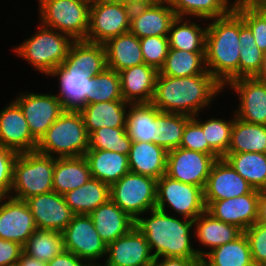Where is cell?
I'll return each mask as SVG.
<instances>
[{
  "label": "cell",
  "mask_w": 266,
  "mask_h": 266,
  "mask_svg": "<svg viewBox=\"0 0 266 266\" xmlns=\"http://www.w3.org/2000/svg\"><path fill=\"white\" fill-rule=\"evenodd\" d=\"M222 90L223 86L211 74L187 77L158 74L151 103L160 112L194 117Z\"/></svg>",
  "instance_id": "1"
},
{
  "label": "cell",
  "mask_w": 266,
  "mask_h": 266,
  "mask_svg": "<svg viewBox=\"0 0 266 266\" xmlns=\"http://www.w3.org/2000/svg\"><path fill=\"white\" fill-rule=\"evenodd\" d=\"M244 24L243 18L232 9L206 26V68L223 87L239 78V34Z\"/></svg>",
  "instance_id": "2"
},
{
  "label": "cell",
  "mask_w": 266,
  "mask_h": 266,
  "mask_svg": "<svg viewBox=\"0 0 266 266\" xmlns=\"http://www.w3.org/2000/svg\"><path fill=\"white\" fill-rule=\"evenodd\" d=\"M151 218L139 216L135 227L145 236L155 259L160 257H177L200 259L196 249L191 246L190 230L194 220L178 219L166 211L152 209Z\"/></svg>",
  "instance_id": "3"
},
{
  "label": "cell",
  "mask_w": 266,
  "mask_h": 266,
  "mask_svg": "<svg viewBox=\"0 0 266 266\" xmlns=\"http://www.w3.org/2000/svg\"><path fill=\"white\" fill-rule=\"evenodd\" d=\"M88 138L81 112L65 110L37 142L35 151L48 156L57 154V158L84 156Z\"/></svg>",
  "instance_id": "4"
},
{
  "label": "cell",
  "mask_w": 266,
  "mask_h": 266,
  "mask_svg": "<svg viewBox=\"0 0 266 266\" xmlns=\"http://www.w3.org/2000/svg\"><path fill=\"white\" fill-rule=\"evenodd\" d=\"M55 156H48L37 151L19 153L13 167L11 191L8 195L14 199H26L53 191V172Z\"/></svg>",
  "instance_id": "5"
},
{
  "label": "cell",
  "mask_w": 266,
  "mask_h": 266,
  "mask_svg": "<svg viewBox=\"0 0 266 266\" xmlns=\"http://www.w3.org/2000/svg\"><path fill=\"white\" fill-rule=\"evenodd\" d=\"M74 40L67 34L41 24L38 32L14 49L39 72L49 75L67 58Z\"/></svg>",
  "instance_id": "6"
},
{
  "label": "cell",
  "mask_w": 266,
  "mask_h": 266,
  "mask_svg": "<svg viewBox=\"0 0 266 266\" xmlns=\"http://www.w3.org/2000/svg\"><path fill=\"white\" fill-rule=\"evenodd\" d=\"M41 24L67 34L74 41L85 40L89 30L90 5L75 0H38Z\"/></svg>",
  "instance_id": "7"
},
{
  "label": "cell",
  "mask_w": 266,
  "mask_h": 266,
  "mask_svg": "<svg viewBox=\"0 0 266 266\" xmlns=\"http://www.w3.org/2000/svg\"><path fill=\"white\" fill-rule=\"evenodd\" d=\"M156 189L155 178L128 172L110 186V199L136 220L156 208Z\"/></svg>",
  "instance_id": "8"
},
{
  "label": "cell",
  "mask_w": 266,
  "mask_h": 266,
  "mask_svg": "<svg viewBox=\"0 0 266 266\" xmlns=\"http://www.w3.org/2000/svg\"><path fill=\"white\" fill-rule=\"evenodd\" d=\"M166 202L177 214L191 220L206 211L204 189L174 180L164 174L157 180L156 209L165 212Z\"/></svg>",
  "instance_id": "9"
},
{
  "label": "cell",
  "mask_w": 266,
  "mask_h": 266,
  "mask_svg": "<svg viewBox=\"0 0 266 266\" xmlns=\"http://www.w3.org/2000/svg\"><path fill=\"white\" fill-rule=\"evenodd\" d=\"M132 8L122 3L95 0L90 5L89 30L86 41L104 44L110 38L130 31Z\"/></svg>",
  "instance_id": "10"
},
{
  "label": "cell",
  "mask_w": 266,
  "mask_h": 266,
  "mask_svg": "<svg viewBox=\"0 0 266 266\" xmlns=\"http://www.w3.org/2000/svg\"><path fill=\"white\" fill-rule=\"evenodd\" d=\"M64 250L95 266V261L105 255L107 244L101 239L89 215H74L61 232Z\"/></svg>",
  "instance_id": "11"
},
{
  "label": "cell",
  "mask_w": 266,
  "mask_h": 266,
  "mask_svg": "<svg viewBox=\"0 0 266 266\" xmlns=\"http://www.w3.org/2000/svg\"><path fill=\"white\" fill-rule=\"evenodd\" d=\"M220 156H211L185 148L168 151L166 175L183 183L205 188L214 162Z\"/></svg>",
  "instance_id": "12"
},
{
  "label": "cell",
  "mask_w": 266,
  "mask_h": 266,
  "mask_svg": "<svg viewBox=\"0 0 266 266\" xmlns=\"http://www.w3.org/2000/svg\"><path fill=\"white\" fill-rule=\"evenodd\" d=\"M14 101L21 108L31 135L37 142L65 111L56 94L23 93Z\"/></svg>",
  "instance_id": "13"
},
{
  "label": "cell",
  "mask_w": 266,
  "mask_h": 266,
  "mask_svg": "<svg viewBox=\"0 0 266 266\" xmlns=\"http://www.w3.org/2000/svg\"><path fill=\"white\" fill-rule=\"evenodd\" d=\"M36 230L34 216L25 201L0 195V239L24 246Z\"/></svg>",
  "instance_id": "14"
},
{
  "label": "cell",
  "mask_w": 266,
  "mask_h": 266,
  "mask_svg": "<svg viewBox=\"0 0 266 266\" xmlns=\"http://www.w3.org/2000/svg\"><path fill=\"white\" fill-rule=\"evenodd\" d=\"M206 211L214 218L238 226L245 231L257 222L259 190L251 193L217 201H205Z\"/></svg>",
  "instance_id": "15"
},
{
  "label": "cell",
  "mask_w": 266,
  "mask_h": 266,
  "mask_svg": "<svg viewBox=\"0 0 266 266\" xmlns=\"http://www.w3.org/2000/svg\"><path fill=\"white\" fill-rule=\"evenodd\" d=\"M107 266H153L154 257L145 236L134 226L107 245Z\"/></svg>",
  "instance_id": "16"
},
{
  "label": "cell",
  "mask_w": 266,
  "mask_h": 266,
  "mask_svg": "<svg viewBox=\"0 0 266 266\" xmlns=\"http://www.w3.org/2000/svg\"><path fill=\"white\" fill-rule=\"evenodd\" d=\"M25 202L34 216L37 229L61 233L75 215L63 195L54 191L32 196Z\"/></svg>",
  "instance_id": "17"
},
{
  "label": "cell",
  "mask_w": 266,
  "mask_h": 266,
  "mask_svg": "<svg viewBox=\"0 0 266 266\" xmlns=\"http://www.w3.org/2000/svg\"><path fill=\"white\" fill-rule=\"evenodd\" d=\"M227 86L240 97L235 116L247 123L266 125V82L243 77L231 80Z\"/></svg>",
  "instance_id": "18"
},
{
  "label": "cell",
  "mask_w": 266,
  "mask_h": 266,
  "mask_svg": "<svg viewBox=\"0 0 266 266\" xmlns=\"http://www.w3.org/2000/svg\"><path fill=\"white\" fill-rule=\"evenodd\" d=\"M253 190L254 188L222 157L217 159L211 168L204 188V201L235 198Z\"/></svg>",
  "instance_id": "19"
},
{
  "label": "cell",
  "mask_w": 266,
  "mask_h": 266,
  "mask_svg": "<svg viewBox=\"0 0 266 266\" xmlns=\"http://www.w3.org/2000/svg\"><path fill=\"white\" fill-rule=\"evenodd\" d=\"M176 17L167 0L136 7L131 11L130 32L139 39L148 36H168L171 23Z\"/></svg>",
  "instance_id": "20"
},
{
  "label": "cell",
  "mask_w": 266,
  "mask_h": 266,
  "mask_svg": "<svg viewBox=\"0 0 266 266\" xmlns=\"http://www.w3.org/2000/svg\"><path fill=\"white\" fill-rule=\"evenodd\" d=\"M0 144L17 153L32 152L37 147L21 108L13 100L0 110Z\"/></svg>",
  "instance_id": "21"
},
{
  "label": "cell",
  "mask_w": 266,
  "mask_h": 266,
  "mask_svg": "<svg viewBox=\"0 0 266 266\" xmlns=\"http://www.w3.org/2000/svg\"><path fill=\"white\" fill-rule=\"evenodd\" d=\"M49 76L59 77L60 93L57 97L65 110H80L86 105V93L91 75L80 68H75L65 59Z\"/></svg>",
  "instance_id": "22"
},
{
  "label": "cell",
  "mask_w": 266,
  "mask_h": 266,
  "mask_svg": "<svg viewBox=\"0 0 266 266\" xmlns=\"http://www.w3.org/2000/svg\"><path fill=\"white\" fill-rule=\"evenodd\" d=\"M118 73L124 101L130 104L152 102L159 73L157 69L144 63Z\"/></svg>",
  "instance_id": "23"
},
{
  "label": "cell",
  "mask_w": 266,
  "mask_h": 266,
  "mask_svg": "<svg viewBox=\"0 0 266 266\" xmlns=\"http://www.w3.org/2000/svg\"><path fill=\"white\" fill-rule=\"evenodd\" d=\"M97 233L108 245L135 226V220L111 199L89 214Z\"/></svg>",
  "instance_id": "24"
},
{
  "label": "cell",
  "mask_w": 266,
  "mask_h": 266,
  "mask_svg": "<svg viewBox=\"0 0 266 266\" xmlns=\"http://www.w3.org/2000/svg\"><path fill=\"white\" fill-rule=\"evenodd\" d=\"M168 151L152 142H132L128 154L130 172L158 180L167 169Z\"/></svg>",
  "instance_id": "25"
},
{
  "label": "cell",
  "mask_w": 266,
  "mask_h": 266,
  "mask_svg": "<svg viewBox=\"0 0 266 266\" xmlns=\"http://www.w3.org/2000/svg\"><path fill=\"white\" fill-rule=\"evenodd\" d=\"M129 104L124 100H116L83 106L79 111L88 134L100 128H126V108Z\"/></svg>",
  "instance_id": "26"
},
{
  "label": "cell",
  "mask_w": 266,
  "mask_h": 266,
  "mask_svg": "<svg viewBox=\"0 0 266 266\" xmlns=\"http://www.w3.org/2000/svg\"><path fill=\"white\" fill-rule=\"evenodd\" d=\"M107 68L120 72L135 65L144 64L139 38L130 31L110 38L104 43Z\"/></svg>",
  "instance_id": "27"
},
{
  "label": "cell",
  "mask_w": 266,
  "mask_h": 266,
  "mask_svg": "<svg viewBox=\"0 0 266 266\" xmlns=\"http://www.w3.org/2000/svg\"><path fill=\"white\" fill-rule=\"evenodd\" d=\"M92 178L90 167L84 156L55 157L53 191L64 195L77 189Z\"/></svg>",
  "instance_id": "28"
},
{
  "label": "cell",
  "mask_w": 266,
  "mask_h": 266,
  "mask_svg": "<svg viewBox=\"0 0 266 266\" xmlns=\"http://www.w3.org/2000/svg\"><path fill=\"white\" fill-rule=\"evenodd\" d=\"M84 157L90 167L92 178L109 186L130 172L128 156L106 150H88Z\"/></svg>",
  "instance_id": "29"
},
{
  "label": "cell",
  "mask_w": 266,
  "mask_h": 266,
  "mask_svg": "<svg viewBox=\"0 0 266 266\" xmlns=\"http://www.w3.org/2000/svg\"><path fill=\"white\" fill-rule=\"evenodd\" d=\"M196 251L201 259L200 266H250L253 263L249 242L244 233L212 251Z\"/></svg>",
  "instance_id": "30"
},
{
  "label": "cell",
  "mask_w": 266,
  "mask_h": 266,
  "mask_svg": "<svg viewBox=\"0 0 266 266\" xmlns=\"http://www.w3.org/2000/svg\"><path fill=\"white\" fill-rule=\"evenodd\" d=\"M195 236L203 246L214 248L222 246L240 237L244 231L236 225L225 223L204 211L194 220Z\"/></svg>",
  "instance_id": "31"
},
{
  "label": "cell",
  "mask_w": 266,
  "mask_h": 266,
  "mask_svg": "<svg viewBox=\"0 0 266 266\" xmlns=\"http://www.w3.org/2000/svg\"><path fill=\"white\" fill-rule=\"evenodd\" d=\"M63 197L75 215H89L110 199V186L98 179L91 178L81 187L65 193Z\"/></svg>",
  "instance_id": "32"
},
{
  "label": "cell",
  "mask_w": 266,
  "mask_h": 266,
  "mask_svg": "<svg viewBox=\"0 0 266 266\" xmlns=\"http://www.w3.org/2000/svg\"><path fill=\"white\" fill-rule=\"evenodd\" d=\"M126 131L133 142L155 143L160 111L152 103L129 104Z\"/></svg>",
  "instance_id": "33"
},
{
  "label": "cell",
  "mask_w": 266,
  "mask_h": 266,
  "mask_svg": "<svg viewBox=\"0 0 266 266\" xmlns=\"http://www.w3.org/2000/svg\"><path fill=\"white\" fill-rule=\"evenodd\" d=\"M231 130V142L227 153L266 154V125L251 124L235 115Z\"/></svg>",
  "instance_id": "34"
},
{
  "label": "cell",
  "mask_w": 266,
  "mask_h": 266,
  "mask_svg": "<svg viewBox=\"0 0 266 266\" xmlns=\"http://www.w3.org/2000/svg\"><path fill=\"white\" fill-rule=\"evenodd\" d=\"M66 60L75 68H80L91 76H96L107 68L104 44L85 40L74 41L71 44Z\"/></svg>",
  "instance_id": "35"
},
{
  "label": "cell",
  "mask_w": 266,
  "mask_h": 266,
  "mask_svg": "<svg viewBox=\"0 0 266 266\" xmlns=\"http://www.w3.org/2000/svg\"><path fill=\"white\" fill-rule=\"evenodd\" d=\"M223 158L254 189L266 190V154L227 153Z\"/></svg>",
  "instance_id": "36"
},
{
  "label": "cell",
  "mask_w": 266,
  "mask_h": 266,
  "mask_svg": "<svg viewBox=\"0 0 266 266\" xmlns=\"http://www.w3.org/2000/svg\"><path fill=\"white\" fill-rule=\"evenodd\" d=\"M170 77H187L210 74L205 63V52H188L169 49L159 73Z\"/></svg>",
  "instance_id": "37"
},
{
  "label": "cell",
  "mask_w": 266,
  "mask_h": 266,
  "mask_svg": "<svg viewBox=\"0 0 266 266\" xmlns=\"http://www.w3.org/2000/svg\"><path fill=\"white\" fill-rule=\"evenodd\" d=\"M183 19V17H176L171 23L168 33L170 49L188 52H205L207 27L201 28L194 22H182Z\"/></svg>",
  "instance_id": "38"
},
{
  "label": "cell",
  "mask_w": 266,
  "mask_h": 266,
  "mask_svg": "<svg viewBox=\"0 0 266 266\" xmlns=\"http://www.w3.org/2000/svg\"><path fill=\"white\" fill-rule=\"evenodd\" d=\"M177 17L194 16L212 20L227 15L234 7L229 0H167Z\"/></svg>",
  "instance_id": "39"
},
{
  "label": "cell",
  "mask_w": 266,
  "mask_h": 266,
  "mask_svg": "<svg viewBox=\"0 0 266 266\" xmlns=\"http://www.w3.org/2000/svg\"><path fill=\"white\" fill-rule=\"evenodd\" d=\"M64 250L62 233L37 229L23 246V252L48 263Z\"/></svg>",
  "instance_id": "40"
},
{
  "label": "cell",
  "mask_w": 266,
  "mask_h": 266,
  "mask_svg": "<svg viewBox=\"0 0 266 266\" xmlns=\"http://www.w3.org/2000/svg\"><path fill=\"white\" fill-rule=\"evenodd\" d=\"M116 100H123L118 72L106 68L102 73L90 77L86 105Z\"/></svg>",
  "instance_id": "41"
},
{
  "label": "cell",
  "mask_w": 266,
  "mask_h": 266,
  "mask_svg": "<svg viewBox=\"0 0 266 266\" xmlns=\"http://www.w3.org/2000/svg\"><path fill=\"white\" fill-rule=\"evenodd\" d=\"M191 118L179 113L160 112L157 115L158 132L155 144L167 151L179 148L185 125Z\"/></svg>",
  "instance_id": "42"
},
{
  "label": "cell",
  "mask_w": 266,
  "mask_h": 266,
  "mask_svg": "<svg viewBox=\"0 0 266 266\" xmlns=\"http://www.w3.org/2000/svg\"><path fill=\"white\" fill-rule=\"evenodd\" d=\"M132 139L126 128H100L89 133L88 150H106L129 154Z\"/></svg>",
  "instance_id": "43"
},
{
  "label": "cell",
  "mask_w": 266,
  "mask_h": 266,
  "mask_svg": "<svg viewBox=\"0 0 266 266\" xmlns=\"http://www.w3.org/2000/svg\"><path fill=\"white\" fill-rule=\"evenodd\" d=\"M239 44V78L254 77L260 69L263 51L256 45L253 33L246 24L240 28Z\"/></svg>",
  "instance_id": "44"
},
{
  "label": "cell",
  "mask_w": 266,
  "mask_h": 266,
  "mask_svg": "<svg viewBox=\"0 0 266 266\" xmlns=\"http://www.w3.org/2000/svg\"><path fill=\"white\" fill-rule=\"evenodd\" d=\"M201 127L205 134L208 145L222 158L229 149L231 142V130L234 119L225 121L223 119L210 118L207 121H199L196 116L192 117Z\"/></svg>",
  "instance_id": "45"
},
{
  "label": "cell",
  "mask_w": 266,
  "mask_h": 266,
  "mask_svg": "<svg viewBox=\"0 0 266 266\" xmlns=\"http://www.w3.org/2000/svg\"><path fill=\"white\" fill-rule=\"evenodd\" d=\"M233 9L243 18L253 33L258 48L266 50V12L258 10L250 2L234 4Z\"/></svg>",
  "instance_id": "46"
},
{
  "label": "cell",
  "mask_w": 266,
  "mask_h": 266,
  "mask_svg": "<svg viewBox=\"0 0 266 266\" xmlns=\"http://www.w3.org/2000/svg\"><path fill=\"white\" fill-rule=\"evenodd\" d=\"M139 41L144 63L159 71L170 49L168 36H148L140 38Z\"/></svg>",
  "instance_id": "47"
},
{
  "label": "cell",
  "mask_w": 266,
  "mask_h": 266,
  "mask_svg": "<svg viewBox=\"0 0 266 266\" xmlns=\"http://www.w3.org/2000/svg\"><path fill=\"white\" fill-rule=\"evenodd\" d=\"M180 147L210 154L211 156H219L208 145L202 127L193 118H191L185 125Z\"/></svg>",
  "instance_id": "48"
},
{
  "label": "cell",
  "mask_w": 266,
  "mask_h": 266,
  "mask_svg": "<svg viewBox=\"0 0 266 266\" xmlns=\"http://www.w3.org/2000/svg\"><path fill=\"white\" fill-rule=\"evenodd\" d=\"M253 263L266 265V225L254 223L244 231Z\"/></svg>",
  "instance_id": "49"
},
{
  "label": "cell",
  "mask_w": 266,
  "mask_h": 266,
  "mask_svg": "<svg viewBox=\"0 0 266 266\" xmlns=\"http://www.w3.org/2000/svg\"><path fill=\"white\" fill-rule=\"evenodd\" d=\"M19 153L0 144V195L8 196L13 181V167Z\"/></svg>",
  "instance_id": "50"
},
{
  "label": "cell",
  "mask_w": 266,
  "mask_h": 266,
  "mask_svg": "<svg viewBox=\"0 0 266 266\" xmlns=\"http://www.w3.org/2000/svg\"><path fill=\"white\" fill-rule=\"evenodd\" d=\"M22 252L19 243L0 239V266H17Z\"/></svg>",
  "instance_id": "51"
},
{
  "label": "cell",
  "mask_w": 266,
  "mask_h": 266,
  "mask_svg": "<svg viewBox=\"0 0 266 266\" xmlns=\"http://www.w3.org/2000/svg\"><path fill=\"white\" fill-rule=\"evenodd\" d=\"M47 266H91L87 261L77 257L72 252L63 250L59 255L51 259Z\"/></svg>",
  "instance_id": "52"
},
{
  "label": "cell",
  "mask_w": 266,
  "mask_h": 266,
  "mask_svg": "<svg viewBox=\"0 0 266 266\" xmlns=\"http://www.w3.org/2000/svg\"><path fill=\"white\" fill-rule=\"evenodd\" d=\"M201 259H185L177 257H163L154 259L153 266H200Z\"/></svg>",
  "instance_id": "53"
},
{
  "label": "cell",
  "mask_w": 266,
  "mask_h": 266,
  "mask_svg": "<svg viewBox=\"0 0 266 266\" xmlns=\"http://www.w3.org/2000/svg\"><path fill=\"white\" fill-rule=\"evenodd\" d=\"M257 223L266 225V190L259 191V207Z\"/></svg>",
  "instance_id": "54"
},
{
  "label": "cell",
  "mask_w": 266,
  "mask_h": 266,
  "mask_svg": "<svg viewBox=\"0 0 266 266\" xmlns=\"http://www.w3.org/2000/svg\"><path fill=\"white\" fill-rule=\"evenodd\" d=\"M17 266H47L46 262L39 261L22 252Z\"/></svg>",
  "instance_id": "55"
},
{
  "label": "cell",
  "mask_w": 266,
  "mask_h": 266,
  "mask_svg": "<svg viewBox=\"0 0 266 266\" xmlns=\"http://www.w3.org/2000/svg\"><path fill=\"white\" fill-rule=\"evenodd\" d=\"M160 0H124V5L130 8L149 6L159 2Z\"/></svg>",
  "instance_id": "56"
},
{
  "label": "cell",
  "mask_w": 266,
  "mask_h": 266,
  "mask_svg": "<svg viewBox=\"0 0 266 266\" xmlns=\"http://www.w3.org/2000/svg\"><path fill=\"white\" fill-rule=\"evenodd\" d=\"M255 79L266 82V50L263 51V59L259 71L254 76Z\"/></svg>",
  "instance_id": "57"
},
{
  "label": "cell",
  "mask_w": 266,
  "mask_h": 266,
  "mask_svg": "<svg viewBox=\"0 0 266 266\" xmlns=\"http://www.w3.org/2000/svg\"><path fill=\"white\" fill-rule=\"evenodd\" d=\"M250 3L258 10L266 12V0H250Z\"/></svg>",
  "instance_id": "58"
},
{
  "label": "cell",
  "mask_w": 266,
  "mask_h": 266,
  "mask_svg": "<svg viewBox=\"0 0 266 266\" xmlns=\"http://www.w3.org/2000/svg\"><path fill=\"white\" fill-rule=\"evenodd\" d=\"M102 2H107V3H122L124 4V0H99Z\"/></svg>",
  "instance_id": "59"
},
{
  "label": "cell",
  "mask_w": 266,
  "mask_h": 266,
  "mask_svg": "<svg viewBox=\"0 0 266 266\" xmlns=\"http://www.w3.org/2000/svg\"><path fill=\"white\" fill-rule=\"evenodd\" d=\"M75 1H78L81 3H87V4L91 5L95 0H75Z\"/></svg>",
  "instance_id": "60"
},
{
  "label": "cell",
  "mask_w": 266,
  "mask_h": 266,
  "mask_svg": "<svg viewBox=\"0 0 266 266\" xmlns=\"http://www.w3.org/2000/svg\"><path fill=\"white\" fill-rule=\"evenodd\" d=\"M241 2H250V0H235L234 4L241 3Z\"/></svg>",
  "instance_id": "61"
},
{
  "label": "cell",
  "mask_w": 266,
  "mask_h": 266,
  "mask_svg": "<svg viewBox=\"0 0 266 266\" xmlns=\"http://www.w3.org/2000/svg\"><path fill=\"white\" fill-rule=\"evenodd\" d=\"M250 266H265V265H261V264H257V263H252Z\"/></svg>",
  "instance_id": "62"
}]
</instances>
